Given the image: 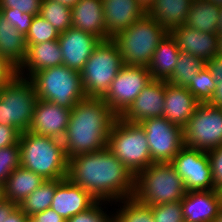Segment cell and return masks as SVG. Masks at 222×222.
I'll list each match as a JSON object with an SVG mask.
<instances>
[{
  "label": "cell",
  "mask_w": 222,
  "mask_h": 222,
  "mask_svg": "<svg viewBox=\"0 0 222 222\" xmlns=\"http://www.w3.org/2000/svg\"><path fill=\"white\" fill-rule=\"evenodd\" d=\"M148 139L149 152L154 163H170L184 146L183 128L169 122L164 116L140 122Z\"/></svg>",
  "instance_id": "cell-11"
},
{
  "label": "cell",
  "mask_w": 222,
  "mask_h": 222,
  "mask_svg": "<svg viewBox=\"0 0 222 222\" xmlns=\"http://www.w3.org/2000/svg\"><path fill=\"white\" fill-rule=\"evenodd\" d=\"M154 222H185L181 201L151 206Z\"/></svg>",
  "instance_id": "cell-36"
},
{
  "label": "cell",
  "mask_w": 222,
  "mask_h": 222,
  "mask_svg": "<svg viewBox=\"0 0 222 222\" xmlns=\"http://www.w3.org/2000/svg\"><path fill=\"white\" fill-rule=\"evenodd\" d=\"M57 1L65 6L70 7L71 9L73 8V6L79 1V0H54Z\"/></svg>",
  "instance_id": "cell-49"
},
{
  "label": "cell",
  "mask_w": 222,
  "mask_h": 222,
  "mask_svg": "<svg viewBox=\"0 0 222 222\" xmlns=\"http://www.w3.org/2000/svg\"><path fill=\"white\" fill-rule=\"evenodd\" d=\"M107 148L134 177L154 163L145 130L140 123L124 121L117 117L108 137Z\"/></svg>",
  "instance_id": "cell-7"
},
{
  "label": "cell",
  "mask_w": 222,
  "mask_h": 222,
  "mask_svg": "<svg viewBox=\"0 0 222 222\" xmlns=\"http://www.w3.org/2000/svg\"><path fill=\"white\" fill-rule=\"evenodd\" d=\"M59 33L40 15L34 16L32 24L27 32L26 44H37L46 41L58 40Z\"/></svg>",
  "instance_id": "cell-34"
},
{
  "label": "cell",
  "mask_w": 222,
  "mask_h": 222,
  "mask_svg": "<svg viewBox=\"0 0 222 222\" xmlns=\"http://www.w3.org/2000/svg\"><path fill=\"white\" fill-rule=\"evenodd\" d=\"M20 135L17 128L0 124V149L19 143Z\"/></svg>",
  "instance_id": "cell-41"
},
{
  "label": "cell",
  "mask_w": 222,
  "mask_h": 222,
  "mask_svg": "<svg viewBox=\"0 0 222 222\" xmlns=\"http://www.w3.org/2000/svg\"><path fill=\"white\" fill-rule=\"evenodd\" d=\"M200 102L187 89L165 81L163 116L173 124L184 128Z\"/></svg>",
  "instance_id": "cell-21"
},
{
  "label": "cell",
  "mask_w": 222,
  "mask_h": 222,
  "mask_svg": "<svg viewBox=\"0 0 222 222\" xmlns=\"http://www.w3.org/2000/svg\"><path fill=\"white\" fill-rule=\"evenodd\" d=\"M117 115L102 98L85 97L70 113L69 124L62 139L69 158L107 147L108 137Z\"/></svg>",
  "instance_id": "cell-2"
},
{
  "label": "cell",
  "mask_w": 222,
  "mask_h": 222,
  "mask_svg": "<svg viewBox=\"0 0 222 222\" xmlns=\"http://www.w3.org/2000/svg\"><path fill=\"white\" fill-rule=\"evenodd\" d=\"M100 201H97L87 211L70 217L66 222H113V217L104 213Z\"/></svg>",
  "instance_id": "cell-38"
},
{
  "label": "cell",
  "mask_w": 222,
  "mask_h": 222,
  "mask_svg": "<svg viewBox=\"0 0 222 222\" xmlns=\"http://www.w3.org/2000/svg\"><path fill=\"white\" fill-rule=\"evenodd\" d=\"M169 31L147 14L112 39L125 65L145 66Z\"/></svg>",
  "instance_id": "cell-5"
},
{
  "label": "cell",
  "mask_w": 222,
  "mask_h": 222,
  "mask_svg": "<svg viewBox=\"0 0 222 222\" xmlns=\"http://www.w3.org/2000/svg\"><path fill=\"white\" fill-rule=\"evenodd\" d=\"M186 192L183 180L171 163H152L134 179L133 197L150 207L181 201Z\"/></svg>",
  "instance_id": "cell-4"
},
{
  "label": "cell",
  "mask_w": 222,
  "mask_h": 222,
  "mask_svg": "<svg viewBox=\"0 0 222 222\" xmlns=\"http://www.w3.org/2000/svg\"><path fill=\"white\" fill-rule=\"evenodd\" d=\"M180 51L175 39L168 33L157 46L147 66L153 80L167 81L173 74Z\"/></svg>",
  "instance_id": "cell-25"
},
{
  "label": "cell",
  "mask_w": 222,
  "mask_h": 222,
  "mask_svg": "<svg viewBox=\"0 0 222 222\" xmlns=\"http://www.w3.org/2000/svg\"><path fill=\"white\" fill-rule=\"evenodd\" d=\"M17 206L6 199L0 202V222H3Z\"/></svg>",
  "instance_id": "cell-46"
},
{
  "label": "cell",
  "mask_w": 222,
  "mask_h": 222,
  "mask_svg": "<svg viewBox=\"0 0 222 222\" xmlns=\"http://www.w3.org/2000/svg\"><path fill=\"white\" fill-rule=\"evenodd\" d=\"M42 0H0V8L17 9L20 12L39 15Z\"/></svg>",
  "instance_id": "cell-40"
},
{
  "label": "cell",
  "mask_w": 222,
  "mask_h": 222,
  "mask_svg": "<svg viewBox=\"0 0 222 222\" xmlns=\"http://www.w3.org/2000/svg\"><path fill=\"white\" fill-rule=\"evenodd\" d=\"M28 78L33 83L38 99L68 109L86 97L81 73L63 64L37 71Z\"/></svg>",
  "instance_id": "cell-6"
},
{
  "label": "cell",
  "mask_w": 222,
  "mask_h": 222,
  "mask_svg": "<svg viewBox=\"0 0 222 222\" xmlns=\"http://www.w3.org/2000/svg\"><path fill=\"white\" fill-rule=\"evenodd\" d=\"M151 80L147 67L124 64L102 99L120 117Z\"/></svg>",
  "instance_id": "cell-12"
},
{
  "label": "cell",
  "mask_w": 222,
  "mask_h": 222,
  "mask_svg": "<svg viewBox=\"0 0 222 222\" xmlns=\"http://www.w3.org/2000/svg\"><path fill=\"white\" fill-rule=\"evenodd\" d=\"M26 54L25 36L0 14V56L17 70L25 61Z\"/></svg>",
  "instance_id": "cell-26"
},
{
  "label": "cell",
  "mask_w": 222,
  "mask_h": 222,
  "mask_svg": "<svg viewBox=\"0 0 222 222\" xmlns=\"http://www.w3.org/2000/svg\"><path fill=\"white\" fill-rule=\"evenodd\" d=\"M0 14L12 27H15L18 32L24 36H26L27 32L29 31L32 20L35 16L11 8H0Z\"/></svg>",
  "instance_id": "cell-37"
},
{
  "label": "cell",
  "mask_w": 222,
  "mask_h": 222,
  "mask_svg": "<svg viewBox=\"0 0 222 222\" xmlns=\"http://www.w3.org/2000/svg\"><path fill=\"white\" fill-rule=\"evenodd\" d=\"M217 82L210 70L205 66L197 75L192 78L187 89L195 96L200 103H208L215 92Z\"/></svg>",
  "instance_id": "cell-33"
},
{
  "label": "cell",
  "mask_w": 222,
  "mask_h": 222,
  "mask_svg": "<svg viewBox=\"0 0 222 222\" xmlns=\"http://www.w3.org/2000/svg\"><path fill=\"white\" fill-rule=\"evenodd\" d=\"M67 178L101 203L134 194L135 177L107 147L69 158Z\"/></svg>",
  "instance_id": "cell-1"
},
{
  "label": "cell",
  "mask_w": 222,
  "mask_h": 222,
  "mask_svg": "<svg viewBox=\"0 0 222 222\" xmlns=\"http://www.w3.org/2000/svg\"><path fill=\"white\" fill-rule=\"evenodd\" d=\"M184 145L209 151L222 145V107L200 103L183 128Z\"/></svg>",
  "instance_id": "cell-10"
},
{
  "label": "cell",
  "mask_w": 222,
  "mask_h": 222,
  "mask_svg": "<svg viewBox=\"0 0 222 222\" xmlns=\"http://www.w3.org/2000/svg\"><path fill=\"white\" fill-rule=\"evenodd\" d=\"M165 81L151 80L120 116L124 121L140 123L142 120L163 116Z\"/></svg>",
  "instance_id": "cell-16"
},
{
  "label": "cell",
  "mask_w": 222,
  "mask_h": 222,
  "mask_svg": "<svg viewBox=\"0 0 222 222\" xmlns=\"http://www.w3.org/2000/svg\"><path fill=\"white\" fill-rule=\"evenodd\" d=\"M46 180L24 167L16 168L4 185V198L17 205Z\"/></svg>",
  "instance_id": "cell-27"
},
{
  "label": "cell",
  "mask_w": 222,
  "mask_h": 222,
  "mask_svg": "<svg viewBox=\"0 0 222 222\" xmlns=\"http://www.w3.org/2000/svg\"><path fill=\"white\" fill-rule=\"evenodd\" d=\"M221 7L207 0H193L185 25L202 32L219 34Z\"/></svg>",
  "instance_id": "cell-28"
},
{
  "label": "cell",
  "mask_w": 222,
  "mask_h": 222,
  "mask_svg": "<svg viewBox=\"0 0 222 222\" xmlns=\"http://www.w3.org/2000/svg\"><path fill=\"white\" fill-rule=\"evenodd\" d=\"M37 100L29 78L15 74L0 88V124L15 127L21 133L28 131Z\"/></svg>",
  "instance_id": "cell-9"
},
{
  "label": "cell",
  "mask_w": 222,
  "mask_h": 222,
  "mask_svg": "<svg viewBox=\"0 0 222 222\" xmlns=\"http://www.w3.org/2000/svg\"><path fill=\"white\" fill-rule=\"evenodd\" d=\"M181 205L185 222H214L222 206V193L217 190L188 191Z\"/></svg>",
  "instance_id": "cell-18"
},
{
  "label": "cell",
  "mask_w": 222,
  "mask_h": 222,
  "mask_svg": "<svg viewBox=\"0 0 222 222\" xmlns=\"http://www.w3.org/2000/svg\"><path fill=\"white\" fill-rule=\"evenodd\" d=\"M207 1L213 2L215 5L222 7V0H207Z\"/></svg>",
  "instance_id": "cell-54"
},
{
  "label": "cell",
  "mask_w": 222,
  "mask_h": 222,
  "mask_svg": "<svg viewBox=\"0 0 222 222\" xmlns=\"http://www.w3.org/2000/svg\"><path fill=\"white\" fill-rule=\"evenodd\" d=\"M206 66V63L195 55L180 52L173 74L166 81L180 87H188L198 72Z\"/></svg>",
  "instance_id": "cell-30"
},
{
  "label": "cell",
  "mask_w": 222,
  "mask_h": 222,
  "mask_svg": "<svg viewBox=\"0 0 222 222\" xmlns=\"http://www.w3.org/2000/svg\"><path fill=\"white\" fill-rule=\"evenodd\" d=\"M141 7L147 12L150 7L154 4L155 0H136Z\"/></svg>",
  "instance_id": "cell-48"
},
{
  "label": "cell",
  "mask_w": 222,
  "mask_h": 222,
  "mask_svg": "<svg viewBox=\"0 0 222 222\" xmlns=\"http://www.w3.org/2000/svg\"><path fill=\"white\" fill-rule=\"evenodd\" d=\"M123 65L116 42L101 40L80 72L86 97L103 98Z\"/></svg>",
  "instance_id": "cell-8"
},
{
  "label": "cell",
  "mask_w": 222,
  "mask_h": 222,
  "mask_svg": "<svg viewBox=\"0 0 222 222\" xmlns=\"http://www.w3.org/2000/svg\"><path fill=\"white\" fill-rule=\"evenodd\" d=\"M121 203L125 205L113 216V222H154L150 206L134 197L123 199Z\"/></svg>",
  "instance_id": "cell-32"
},
{
  "label": "cell",
  "mask_w": 222,
  "mask_h": 222,
  "mask_svg": "<svg viewBox=\"0 0 222 222\" xmlns=\"http://www.w3.org/2000/svg\"><path fill=\"white\" fill-rule=\"evenodd\" d=\"M210 159L214 190L222 192V145L207 151Z\"/></svg>",
  "instance_id": "cell-39"
},
{
  "label": "cell",
  "mask_w": 222,
  "mask_h": 222,
  "mask_svg": "<svg viewBox=\"0 0 222 222\" xmlns=\"http://www.w3.org/2000/svg\"><path fill=\"white\" fill-rule=\"evenodd\" d=\"M15 74L16 69L0 56V88L3 87Z\"/></svg>",
  "instance_id": "cell-44"
},
{
  "label": "cell",
  "mask_w": 222,
  "mask_h": 222,
  "mask_svg": "<svg viewBox=\"0 0 222 222\" xmlns=\"http://www.w3.org/2000/svg\"><path fill=\"white\" fill-rule=\"evenodd\" d=\"M186 191L214 190L210 159L206 151L183 146L170 162Z\"/></svg>",
  "instance_id": "cell-13"
},
{
  "label": "cell",
  "mask_w": 222,
  "mask_h": 222,
  "mask_svg": "<svg viewBox=\"0 0 222 222\" xmlns=\"http://www.w3.org/2000/svg\"><path fill=\"white\" fill-rule=\"evenodd\" d=\"M169 33L180 52L195 55L205 63L218 54L219 34L202 32L186 25L177 26Z\"/></svg>",
  "instance_id": "cell-19"
},
{
  "label": "cell",
  "mask_w": 222,
  "mask_h": 222,
  "mask_svg": "<svg viewBox=\"0 0 222 222\" xmlns=\"http://www.w3.org/2000/svg\"><path fill=\"white\" fill-rule=\"evenodd\" d=\"M102 4L106 33L111 39L147 14L136 0H102Z\"/></svg>",
  "instance_id": "cell-20"
},
{
  "label": "cell",
  "mask_w": 222,
  "mask_h": 222,
  "mask_svg": "<svg viewBox=\"0 0 222 222\" xmlns=\"http://www.w3.org/2000/svg\"><path fill=\"white\" fill-rule=\"evenodd\" d=\"M61 179L46 180L35 191L28 195L18 206L29 218L51 207L56 187Z\"/></svg>",
  "instance_id": "cell-29"
},
{
  "label": "cell",
  "mask_w": 222,
  "mask_h": 222,
  "mask_svg": "<svg viewBox=\"0 0 222 222\" xmlns=\"http://www.w3.org/2000/svg\"><path fill=\"white\" fill-rule=\"evenodd\" d=\"M214 222H222V206L219 209V213L217 217L215 218Z\"/></svg>",
  "instance_id": "cell-51"
},
{
  "label": "cell",
  "mask_w": 222,
  "mask_h": 222,
  "mask_svg": "<svg viewBox=\"0 0 222 222\" xmlns=\"http://www.w3.org/2000/svg\"><path fill=\"white\" fill-rule=\"evenodd\" d=\"M19 146L21 167L45 180L67 178L69 159L62 140L25 131L20 135Z\"/></svg>",
  "instance_id": "cell-3"
},
{
  "label": "cell",
  "mask_w": 222,
  "mask_h": 222,
  "mask_svg": "<svg viewBox=\"0 0 222 222\" xmlns=\"http://www.w3.org/2000/svg\"><path fill=\"white\" fill-rule=\"evenodd\" d=\"M39 15L47 20L58 33L72 27L71 8L54 0H42Z\"/></svg>",
  "instance_id": "cell-31"
},
{
  "label": "cell",
  "mask_w": 222,
  "mask_h": 222,
  "mask_svg": "<svg viewBox=\"0 0 222 222\" xmlns=\"http://www.w3.org/2000/svg\"><path fill=\"white\" fill-rule=\"evenodd\" d=\"M219 34H222V7L220 10V16H219Z\"/></svg>",
  "instance_id": "cell-52"
},
{
  "label": "cell",
  "mask_w": 222,
  "mask_h": 222,
  "mask_svg": "<svg viewBox=\"0 0 222 222\" xmlns=\"http://www.w3.org/2000/svg\"><path fill=\"white\" fill-rule=\"evenodd\" d=\"M208 103L222 107V81L217 83L213 97Z\"/></svg>",
  "instance_id": "cell-47"
},
{
  "label": "cell",
  "mask_w": 222,
  "mask_h": 222,
  "mask_svg": "<svg viewBox=\"0 0 222 222\" xmlns=\"http://www.w3.org/2000/svg\"><path fill=\"white\" fill-rule=\"evenodd\" d=\"M19 143L0 149V184L5 185L12 172L20 167Z\"/></svg>",
  "instance_id": "cell-35"
},
{
  "label": "cell",
  "mask_w": 222,
  "mask_h": 222,
  "mask_svg": "<svg viewBox=\"0 0 222 222\" xmlns=\"http://www.w3.org/2000/svg\"><path fill=\"white\" fill-rule=\"evenodd\" d=\"M71 109L38 99L28 131L62 140L69 124Z\"/></svg>",
  "instance_id": "cell-15"
},
{
  "label": "cell",
  "mask_w": 222,
  "mask_h": 222,
  "mask_svg": "<svg viewBox=\"0 0 222 222\" xmlns=\"http://www.w3.org/2000/svg\"><path fill=\"white\" fill-rule=\"evenodd\" d=\"M71 12L72 28L80 29L101 40L111 39L106 33L102 0H79Z\"/></svg>",
  "instance_id": "cell-22"
},
{
  "label": "cell",
  "mask_w": 222,
  "mask_h": 222,
  "mask_svg": "<svg viewBox=\"0 0 222 222\" xmlns=\"http://www.w3.org/2000/svg\"><path fill=\"white\" fill-rule=\"evenodd\" d=\"M96 202L87 190L74 184L69 178H64L56 187L50 208L67 221L70 217L87 211Z\"/></svg>",
  "instance_id": "cell-17"
},
{
  "label": "cell",
  "mask_w": 222,
  "mask_h": 222,
  "mask_svg": "<svg viewBox=\"0 0 222 222\" xmlns=\"http://www.w3.org/2000/svg\"><path fill=\"white\" fill-rule=\"evenodd\" d=\"M4 199V185L0 184V202H2Z\"/></svg>",
  "instance_id": "cell-53"
},
{
  "label": "cell",
  "mask_w": 222,
  "mask_h": 222,
  "mask_svg": "<svg viewBox=\"0 0 222 222\" xmlns=\"http://www.w3.org/2000/svg\"><path fill=\"white\" fill-rule=\"evenodd\" d=\"M218 54L222 56V34H219L218 39Z\"/></svg>",
  "instance_id": "cell-50"
},
{
  "label": "cell",
  "mask_w": 222,
  "mask_h": 222,
  "mask_svg": "<svg viewBox=\"0 0 222 222\" xmlns=\"http://www.w3.org/2000/svg\"><path fill=\"white\" fill-rule=\"evenodd\" d=\"M28 222H66L58 213L51 208L29 218Z\"/></svg>",
  "instance_id": "cell-42"
},
{
  "label": "cell",
  "mask_w": 222,
  "mask_h": 222,
  "mask_svg": "<svg viewBox=\"0 0 222 222\" xmlns=\"http://www.w3.org/2000/svg\"><path fill=\"white\" fill-rule=\"evenodd\" d=\"M100 41L98 37L72 27L59 33L63 65L81 72Z\"/></svg>",
  "instance_id": "cell-14"
},
{
  "label": "cell",
  "mask_w": 222,
  "mask_h": 222,
  "mask_svg": "<svg viewBox=\"0 0 222 222\" xmlns=\"http://www.w3.org/2000/svg\"><path fill=\"white\" fill-rule=\"evenodd\" d=\"M29 216L17 206L3 222H28Z\"/></svg>",
  "instance_id": "cell-45"
},
{
  "label": "cell",
  "mask_w": 222,
  "mask_h": 222,
  "mask_svg": "<svg viewBox=\"0 0 222 222\" xmlns=\"http://www.w3.org/2000/svg\"><path fill=\"white\" fill-rule=\"evenodd\" d=\"M193 0H155L147 15L169 32L186 23Z\"/></svg>",
  "instance_id": "cell-24"
},
{
  "label": "cell",
  "mask_w": 222,
  "mask_h": 222,
  "mask_svg": "<svg viewBox=\"0 0 222 222\" xmlns=\"http://www.w3.org/2000/svg\"><path fill=\"white\" fill-rule=\"evenodd\" d=\"M62 52L58 40L46 41L37 44H27L25 61L16 70L18 76H23V69L26 68L31 76L33 73L54 66L63 64Z\"/></svg>",
  "instance_id": "cell-23"
},
{
  "label": "cell",
  "mask_w": 222,
  "mask_h": 222,
  "mask_svg": "<svg viewBox=\"0 0 222 222\" xmlns=\"http://www.w3.org/2000/svg\"><path fill=\"white\" fill-rule=\"evenodd\" d=\"M206 66L217 83L222 81V56L219 54L215 55L206 62Z\"/></svg>",
  "instance_id": "cell-43"
}]
</instances>
